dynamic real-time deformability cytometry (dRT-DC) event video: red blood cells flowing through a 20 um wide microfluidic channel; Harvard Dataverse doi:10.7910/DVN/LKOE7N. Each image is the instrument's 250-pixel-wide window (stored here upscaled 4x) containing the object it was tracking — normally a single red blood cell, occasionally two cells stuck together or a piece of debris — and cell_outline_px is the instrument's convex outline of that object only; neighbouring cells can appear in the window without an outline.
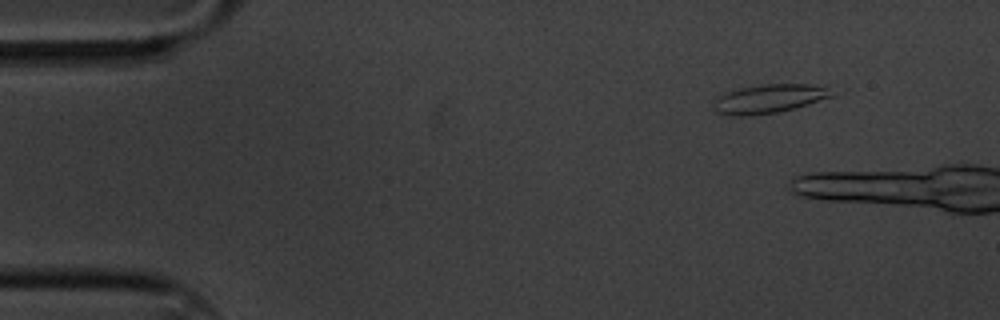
{"species": "common noctule bat (a hibernating species)", "species_latin": "Nyctalus noctula", "temperature_condition": "cold", "stored_images_in_passage": 4, "camera_frame_rate_fps": 3000, "um_per_image_px": 0.085, "animal": {"sex": "male", "body_mass_g": 20.1, "forearm_length_mm": 53.5}, "frame": {"image": 1, "passage_image": 1, "time_ms": 0.0, "image_size_px": [1000, 320], "cell_outline_px": [[836, 96], [808, 104], [776, 112], [748, 116], [728, 116], [720, 112], [716, 108], [716, 100], [720, 96], [728, 92], [740, 88], [764, 84], [808, 84], [824, 88]], "centroid_in_image_um": [65.39, 8.4], "position_along_channel_um": 19.6, "area_um2": 19.19}}